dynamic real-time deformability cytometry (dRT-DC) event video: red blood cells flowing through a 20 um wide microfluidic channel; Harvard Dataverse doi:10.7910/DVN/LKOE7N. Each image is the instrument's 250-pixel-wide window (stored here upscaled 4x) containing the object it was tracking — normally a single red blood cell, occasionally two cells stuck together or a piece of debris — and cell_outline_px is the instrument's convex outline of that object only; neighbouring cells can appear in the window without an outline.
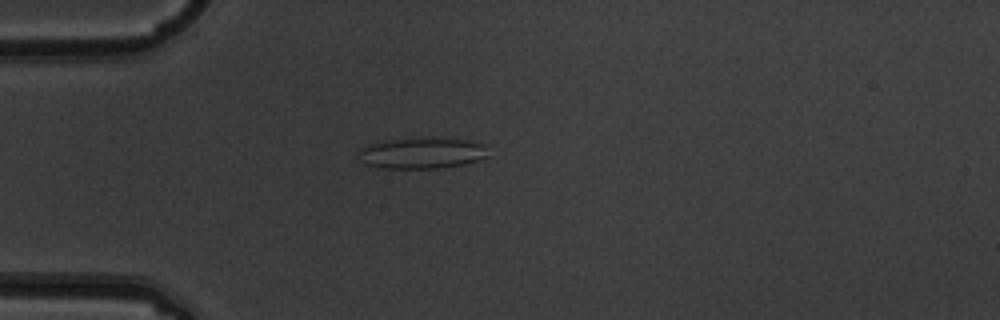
{"species": "common noctule bat (a hibernating species)", "species_latin": "Nyctalus noctula", "temperature_condition": "warm", "stored_images_in_passage": 3, "camera_frame_rate_fps": 3000, "um_per_image_px": 0.085, "animal": {"sex": "male", "body_mass_g": 19.5, "forearm_length_mm": 54.6}, "frame": {"image": 1, "passage_image": 2, "time_ms": 0.333, "image_size_px": [1000, 320], "cell_outline_px": [[488, 156], [480, 160], [464, 164], [440, 168], [384, 168], [364, 164], [356, 156], [360, 148], [368, 144], [384, 140], [468, 140], [484, 144]], "centroid_in_image_um": [35.81, 13.05], "position_along_channel_um": 49.2, "area_um2": 22.89}}